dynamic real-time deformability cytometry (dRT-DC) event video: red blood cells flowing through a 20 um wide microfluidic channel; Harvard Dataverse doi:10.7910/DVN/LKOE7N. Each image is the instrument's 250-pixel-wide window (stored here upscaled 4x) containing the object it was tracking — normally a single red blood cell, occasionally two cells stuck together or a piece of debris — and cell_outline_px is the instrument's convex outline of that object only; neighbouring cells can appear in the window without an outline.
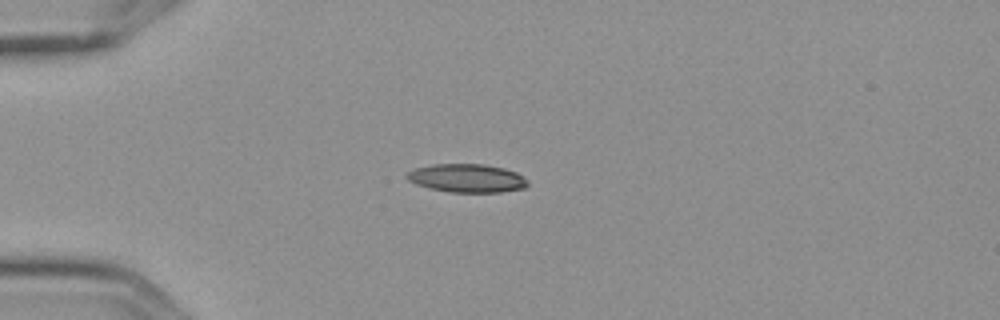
{"species": "Egyptian fruit bat (a non-hibernating species)", "species_latin": "Rousettus aegyptiacus", "temperature_condition": "cold", "stored_images_in_passage": 14, "camera_frame_rate_fps": 3000, "um_per_image_px": 0.085, "frame": {"image": 1, "passage_image": 3, "time_ms": 0.667, "image_size_px": [1000, 320], "cell_outline_px": [[528, 184], [524, 188], [500, 192], [448, 192], [416, 184], [408, 180], [404, 176], [408, 172], [416, 168], [432, 164], [484, 164], [504, 168], [516, 172], [528, 180]], "centroid_in_image_um": [39.69, 15.14], "position_along_channel_um": 45.3, "area_um2": 19.94}}
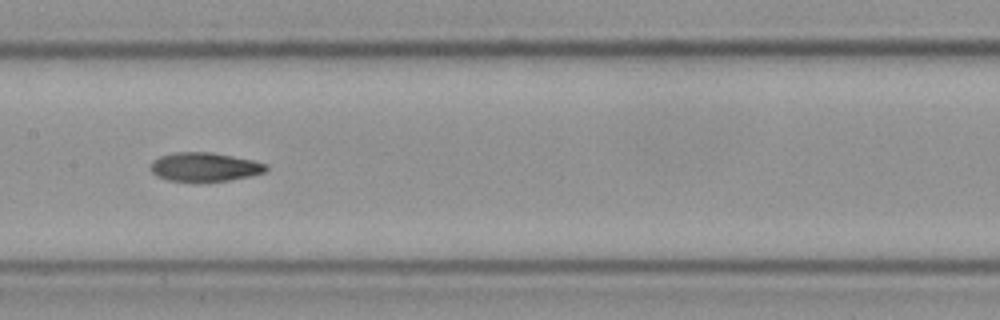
{"frame": {"image": 2, "passage_image": 7, "time_ms": 2.0, "image_size_px": [1000, 320], "cell_outline_px": [[268, 168], [264, 172], [252, 176], [228, 180], [168, 180], [156, 176], [152, 172], [152, 160], [160, 156], [176, 152], [212, 152], [252, 160], [268, 164]], "centroid_in_image_um": [17.42, 14.17], "position_along_channel_um": 190.0, "area_um2": 19.07}}
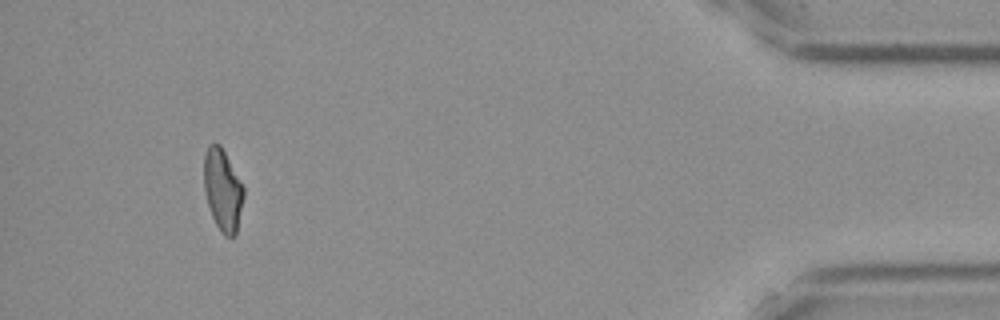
{"frame": {"image": 3, "passage_image": 13, "time_ms": 4.0, "image_size_px": [1000, 320], "cell_outline_px": [[244, 196], [236, 236], [224, 236], [216, 224], [212, 216], [204, 192], [204, 156], [208, 144], [220, 144], [244, 188]], "centroid_in_image_um": [18.92, 16.16], "position_along_channel_um": 416.3, "area_um2": 18.79}}